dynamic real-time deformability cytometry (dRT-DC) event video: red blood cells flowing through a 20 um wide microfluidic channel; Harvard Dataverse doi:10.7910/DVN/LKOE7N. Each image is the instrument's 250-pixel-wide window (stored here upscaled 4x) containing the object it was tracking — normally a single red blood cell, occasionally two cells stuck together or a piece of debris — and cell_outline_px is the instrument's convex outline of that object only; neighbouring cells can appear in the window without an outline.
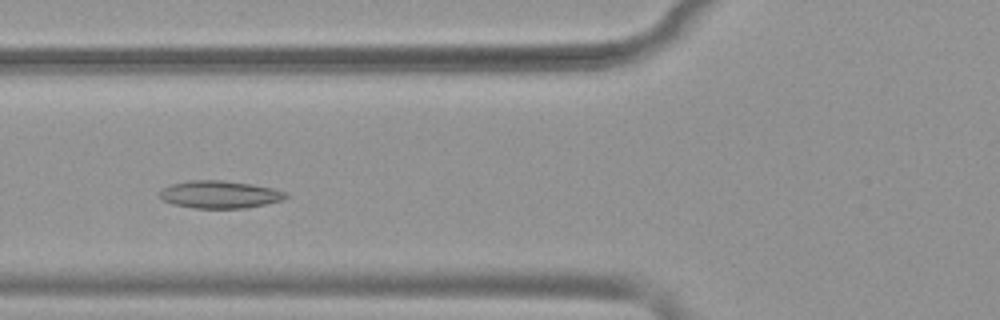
{"species": "common noctule bat (a hibernating species)", "species_latin": "Nyctalus noctula", "temperature_condition": "warm", "stored_images_in_passage": 47, "camera_frame_rate_fps": 3000, "um_per_image_px": 0.085, "animal": {"sex": "female", "body_mass_g": 19.9}, "frame": {"image": 1, "passage_image": 15, "time_ms": 4.667, "image_size_px": [1000, 320], "cell_outline_px": [[288, 196], [284, 200], [244, 208], [196, 208], [172, 204], [164, 200], [160, 196], [160, 188], [168, 184], [192, 180], [220, 180], [248, 184], [272, 188], [288, 192]], "centroid_in_image_um": [18.65, 16.53], "position_along_channel_um": 107.1, "area_um2": 20.17}}
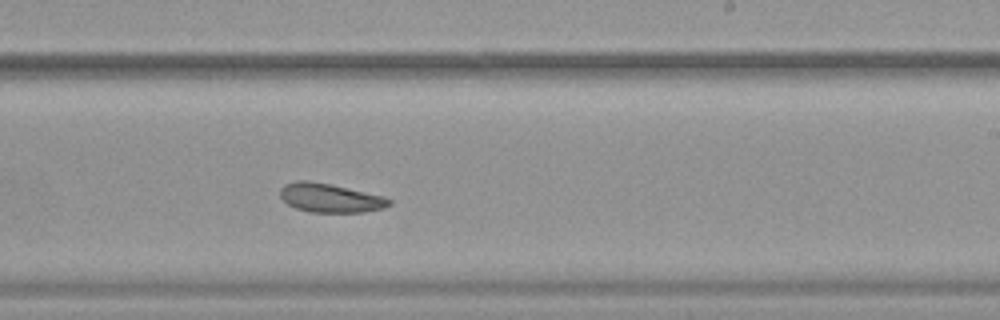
{"frame": {"image": 2, "passage_image": 27, "time_ms": 8.667, "image_size_px": [1000, 320], "cell_outline_px": [[392, 204], [384, 208], [364, 212], [308, 212], [296, 208], [288, 204], [280, 196], [280, 188], [284, 184], [296, 180], [308, 180], [332, 184], [384, 196], [392, 200]], "centroid_in_image_um": [28.07, 16.81], "position_along_channel_um": 260.9, "area_um2": 18.55}}
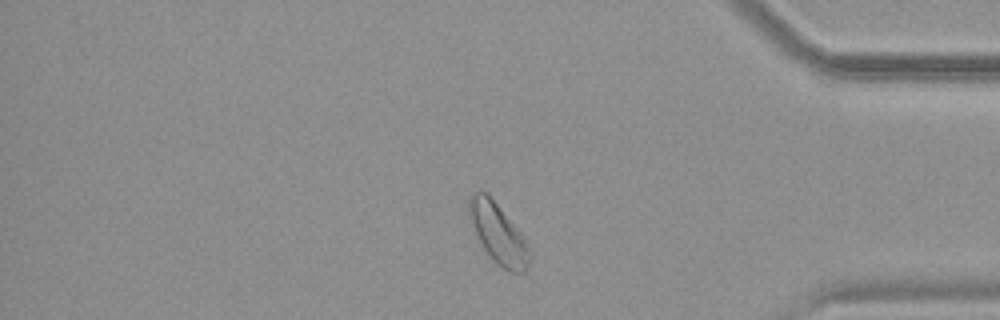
{"frame": {"image": 3, "passage_image": 39, "time_ms": 12.667, "image_size_px": [1000, 320], "cell_outline_px": [[532, 256], [524, 272], [512, 272], [496, 264], [492, 260], [484, 248], [468, 216], [468, 200], [472, 192], [488, 192], [520, 232], [532, 252]], "centroid_in_image_um": [42.35, 19.83], "position_along_channel_um": 392.9, "area_um2": 21.04}, "authors_computed_cell_mechanics": {"area_um2": 20.9236, "velocity_mm_per_s": 3.8592, "shape_relaxation_time_tau1_ms": null, "shape_relaxation_time_tau2_ms": 4.1624, "deformation_change_tau1": null, "deformation_change_tau2": 0.1173}}